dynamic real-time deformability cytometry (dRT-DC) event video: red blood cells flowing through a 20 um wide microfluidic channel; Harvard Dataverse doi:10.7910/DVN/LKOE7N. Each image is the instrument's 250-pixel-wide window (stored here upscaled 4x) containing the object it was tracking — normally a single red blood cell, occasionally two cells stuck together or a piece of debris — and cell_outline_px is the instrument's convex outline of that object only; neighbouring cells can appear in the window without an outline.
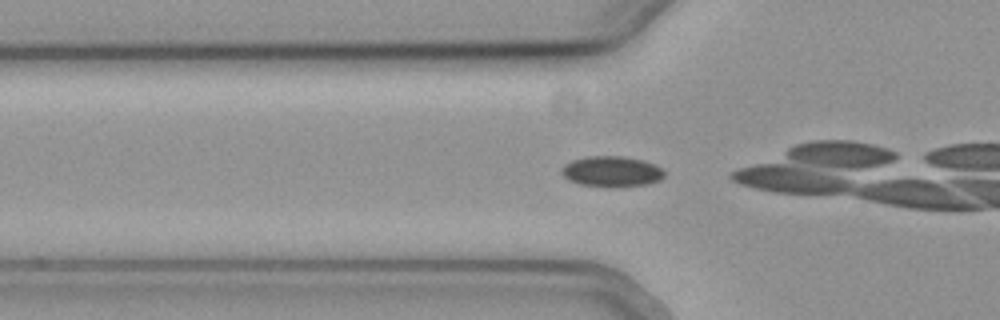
{"species": "common noctule bat (a hibernating species)", "species_latin": "Nyctalus noctula", "temperature_condition": "cold", "stored_images_in_passage": 21, "camera_frame_rate_fps": 3000, "um_per_image_px": 0.085, "animal": {"sex": "female", "body_mass_g": 19.3, "forearm_length_mm": 54.1}, "frame": {"image": 1, "passage_image": 15, "time_ms": 4.667, "image_size_px": [1000, 320], "cell_outline_px": [[664, 176], [660, 180], [648, 184], [616, 188], [604, 188], [580, 184], [568, 180], [560, 172], [560, 168], [564, 164], [572, 160], [588, 156], [620, 156], [640, 160], [652, 164], [660, 168], [664, 172]], "centroid_in_image_um": [51.94, 14.6], "position_along_channel_um": 73.9, "area_um2": 18.55}}